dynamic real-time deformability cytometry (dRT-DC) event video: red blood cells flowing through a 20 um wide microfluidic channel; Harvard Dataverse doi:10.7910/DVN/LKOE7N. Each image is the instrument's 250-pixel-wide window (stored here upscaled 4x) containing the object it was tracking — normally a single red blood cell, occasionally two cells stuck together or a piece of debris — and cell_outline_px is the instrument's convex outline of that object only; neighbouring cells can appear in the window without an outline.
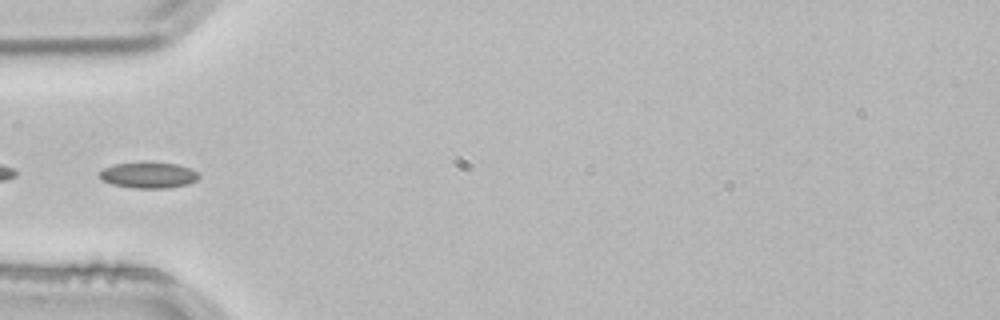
{"species": "common noctule bat (a hibernating species)", "species_latin": "Nyctalus noctula", "temperature_condition": "room temperature", "stored_images_in_passage": 3, "camera_frame_rate_fps": 3000, "um_per_image_px": 0.085, "animal": {"sex": "male", "body_mass_g": 21.5, "forearm_length_mm": 52.0}, "frame": {"image": 1, "passage_image": 3, "time_ms": 0.667, "image_size_px": [1000, 320], "cell_outline_px": [[200, 176], [196, 180], [188, 184], [168, 188], [132, 188], [112, 184], [100, 180], [100, 172], [104, 168], [112, 164], [144, 160], [176, 164], [192, 168]], "centroid_in_image_um": [12.6, 14.85], "position_along_channel_um": 72.4, "area_um2": 15.55}}